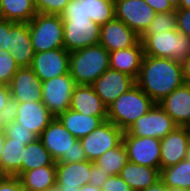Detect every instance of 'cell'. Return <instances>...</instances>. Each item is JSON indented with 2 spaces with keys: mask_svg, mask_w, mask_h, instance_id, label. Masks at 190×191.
Returning a JSON list of instances; mask_svg holds the SVG:
<instances>
[{
  "mask_svg": "<svg viewBox=\"0 0 190 191\" xmlns=\"http://www.w3.org/2000/svg\"><path fill=\"white\" fill-rule=\"evenodd\" d=\"M39 139L57 162L69 163V151L77 139L55 117L43 130Z\"/></svg>",
  "mask_w": 190,
  "mask_h": 191,
  "instance_id": "cell-13",
  "label": "cell"
},
{
  "mask_svg": "<svg viewBox=\"0 0 190 191\" xmlns=\"http://www.w3.org/2000/svg\"><path fill=\"white\" fill-rule=\"evenodd\" d=\"M124 131L106 120L98 128L80 139L88 161L94 162L106 151L122 143Z\"/></svg>",
  "mask_w": 190,
  "mask_h": 191,
  "instance_id": "cell-6",
  "label": "cell"
},
{
  "mask_svg": "<svg viewBox=\"0 0 190 191\" xmlns=\"http://www.w3.org/2000/svg\"><path fill=\"white\" fill-rule=\"evenodd\" d=\"M12 104L9 86L0 85V115L5 119L11 115Z\"/></svg>",
  "mask_w": 190,
  "mask_h": 191,
  "instance_id": "cell-39",
  "label": "cell"
},
{
  "mask_svg": "<svg viewBox=\"0 0 190 191\" xmlns=\"http://www.w3.org/2000/svg\"><path fill=\"white\" fill-rule=\"evenodd\" d=\"M8 175L4 172V170L2 169L1 165H0V182L2 180H4Z\"/></svg>",
  "mask_w": 190,
  "mask_h": 191,
  "instance_id": "cell-53",
  "label": "cell"
},
{
  "mask_svg": "<svg viewBox=\"0 0 190 191\" xmlns=\"http://www.w3.org/2000/svg\"><path fill=\"white\" fill-rule=\"evenodd\" d=\"M109 68V52L100 44L70 53L69 74L76 85H91Z\"/></svg>",
  "mask_w": 190,
  "mask_h": 191,
  "instance_id": "cell-3",
  "label": "cell"
},
{
  "mask_svg": "<svg viewBox=\"0 0 190 191\" xmlns=\"http://www.w3.org/2000/svg\"><path fill=\"white\" fill-rule=\"evenodd\" d=\"M145 2L153 8L156 13H167L175 10L169 0H145Z\"/></svg>",
  "mask_w": 190,
  "mask_h": 191,
  "instance_id": "cell-45",
  "label": "cell"
},
{
  "mask_svg": "<svg viewBox=\"0 0 190 191\" xmlns=\"http://www.w3.org/2000/svg\"><path fill=\"white\" fill-rule=\"evenodd\" d=\"M46 191H61V190L59 189V187L57 185H54V186L50 187L48 190H46Z\"/></svg>",
  "mask_w": 190,
  "mask_h": 191,
  "instance_id": "cell-55",
  "label": "cell"
},
{
  "mask_svg": "<svg viewBox=\"0 0 190 191\" xmlns=\"http://www.w3.org/2000/svg\"><path fill=\"white\" fill-rule=\"evenodd\" d=\"M5 118L0 115V133L4 131Z\"/></svg>",
  "mask_w": 190,
  "mask_h": 191,
  "instance_id": "cell-52",
  "label": "cell"
},
{
  "mask_svg": "<svg viewBox=\"0 0 190 191\" xmlns=\"http://www.w3.org/2000/svg\"><path fill=\"white\" fill-rule=\"evenodd\" d=\"M19 65L15 62L11 52L4 49L0 50V85L9 86L12 77L19 69Z\"/></svg>",
  "mask_w": 190,
  "mask_h": 191,
  "instance_id": "cell-35",
  "label": "cell"
},
{
  "mask_svg": "<svg viewBox=\"0 0 190 191\" xmlns=\"http://www.w3.org/2000/svg\"><path fill=\"white\" fill-rule=\"evenodd\" d=\"M143 58L144 47L140 40L135 46L110 52V69L128 74L136 80L139 75Z\"/></svg>",
  "mask_w": 190,
  "mask_h": 191,
  "instance_id": "cell-22",
  "label": "cell"
},
{
  "mask_svg": "<svg viewBox=\"0 0 190 191\" xmlns=\"http://www.w3.org/2000/svg\"><path fill=\"white\" fill-rule=\"evenodd\" d=\"M109 177L110 175L108 174V172H105L94 162L90 161L89 184L101 188Z\"/></svg>",
  "mask_w": 190,
  "mask_h": 191,
  "instance_id": "cell-40",
  "label": "cell"
},
{
  "mask_svg": "<svg viewBox=\"0 0 190 191\" xmlns=\"http://www.w3.org/2000/svg\"><path fill=\"white\" fill-rule=\"evenodd\" d=\"M168 191H189L187 188H168Z\"/></svg>",
  "mask_w": 190,
  "mask_h": 191,
  "instance_id": "cell-54",
  "label": "cell"
},
{
  "mask_svg": "<svg viewBox=\"0 0 190 191\" xmlns=\"http://www.w3.org/2000/svg\"><path fill=\"white\" fill-rule=\"evenodd\" d=\"M115 18L124 22L140 37L155 18L156 12L145 0H114Z\"/></svg>",
  "mask_w": 190,
  "mask_h": 191,
  "instance_id": "cell-7",
  "label": "cell"
},
{
  "mask_svg": "<svg viewBox=\"0 0 190 191\" xmlns=\"http://www.w3.org/2000/svg\"><path fill=\"white\" fill-rule=\"evenodd\" d=\"M19 179L23 190L46 191L56 185V165H47L23 172Z\"/></svg>",
  "mask_w": 190,
  "mask_h": 191,
  "instance_id": "cell-26",
  "label": "cell"
},
{
  "mask_svg": "<svg viewBox=\"0 0 190 191\" xmlns=\"http://www.w3.org/2000/svg\"><path fill=\"white\" fill-rule=\"evenodd\" d=\"M57 118L77 140L87 136L107 120V116H87L72 109L60 113Z\"/></svg>",
  "mask_w": 190,
  "mask_h": 191,
  "instance_id": "cell-24",
  "label": "cell"
},
{
  "mask_svg": "<svg viewBox=\"0 0 190 191\" xmlns=\"http://www.w3.org/2000/svg\"><path fill=\"white\" fill-rule=\"evenodd\" d=\"M87 160L86 153L82 147L80 140L73 143V147L69 151V163L82 162Z\"/></svg>",
  "mask_w": 190,
  "mask_h": 191,
  "instance_id": "cell-44",
  "label": "cell"
},
{
  "mask_svg": "<svg viewBox=\"0 0 190 191\" xmlns=\"http://www.w3.org/2000/svg\"><path fill=\"white\" fill-rule=\"evenodd\" d=\"M9 46L12 57L19 67H30L35 52L31 42L28 23L10 21Z\"/></svg>",
  "mask_w": 190,
  "mask_h": 191,
  "instance_id": "cell-20",
  "label": "cell"
},
{
  "mask_svg": "<svg viewBox=\"0 0 190 191\" xmlns=\"http://www.w3.org/2000/svg\"><path fill=\"white\" fill-rule=\"evenodd\" d=\"M90 161L63 163L56 161V185L61 191H79L89 184Z\"/></svg>",
  "mask_w": 190,
  "mask_h": 191,
  "instance_id": "cell-19",
  "label": "cell"
},
{
  "mask_svg": "<svg viewBox=\"0 0 190 191\" xmlns=\"http://www.w3.org/2000/svg\"><path fill=\"white\" fill-rule=\"evenodd\" d=\"M135 84L136 81L133 77L109 68L91 86L102 102L108 107Z\"/></svg>",
  "mask_w": 190,
  "mask_h": 191,
  "instance_id": "cell-16",
  "label": "cell"
},
{
  "mask_svg": "<svg viewBox=\"0 0 190 191\" xmlns=\"http://www.w3.org/2000/svg\"><path fill=\"white\" fill-rule=\"evenodd\" d=\"M176 29L190 37V10L184 8L176 9Z\"/></svg>",
  "mask_w": 190,
  "mask_h": 191,
  "instance_id": "cell-38",
  "label": "cell"
},
{
  "mask_svg": "<svg viewBox=\"0 0 190 191\" xmlns=\"http://www.w3.org/2000/svg\"><path fill=\"white\" fill-rule=\"evenodd\" d=\"M75 86L69 73L42 82V102L55 117L70 109Z\"/></svg>",
  "mask_w": 190,
  "mask_h": 191,
  "instance_id": "cell-8",
  "label": "cell"
},
{
  "mask_svg": "<svg viewBox=\"0 0 190 191\" xmlns=\"http://www.w3.org/2000/svg\"><path fill=\"white\" fill-rule=\"evenodd\" d=\"M3 145H4V132L0 133V159H1V154L3 150Z\"/></svg>",
  "mask_w": 190,
  "mask_h": 191,
  "instance_id": "cell-51",
  "label": "cell"
},
{
  "mask_svg": "<svg viewBox=\"0 0 190 191\" xmlns=\"http://www.w3.org/2000/svg\"><path fill=\"white\" fill-rule=\"evenodd\" d=\"M176 29V9L167 13H156L155 18L144 34H158Z\"/></svg>",
  "mask_w": 190,
  "mask_h": 191,
  "instance_id": "cell-34",
  "label": "cell"
},
{
  "mask_svg": "<svg viewBox=\"0 0 190 191\" xmlns=\"http://www.w3.org/2000/svg\"><path fill=\"white\" fill-rule=\"evenodd\" d=\"M190 143V128L177 126L173 131L160 139V170L174 166L187 159V148Z\"/></svg>",
  "mask_w": 190,
  "mask_h": 191,
  "instance_id": "cell-15",
  "label": "cell"
},
{
  "mask_svg": "<svg viewBox=\"0 0 190 191\" xmlns=\"http://www.w3.org/2000/svg\"><path fill=\"white\" fill-rule=\"evenodd\" d=\"M79 191H103V190L91 184H86L83 187H81Z\"/></svg>",
  "mask_w": 190,
  "mask_h": 191,
  "instance_id": "cell-48",
  "label": "cell"
},
{
  "mask_svg": "<svg viewBox=\"0 0 190 191\" xmlns=\"http://www.w3.org/2000/svg\"><path fill=\"white\" fill-rule=\"evenodd\" d=\"M180 8L190 10V0H181L180 1Z\"/></svg>",
  "mask_w": 190,
  "mask_h": 191,
  "instance_id": "cell-49",
  "label": "cell"
},
{
  "mask_svg": "<svg viewBox=\"0 0 190 191\" xmlns=\"http://www.w3.org/2000/svg\"><path fill=\"white\" fill-rule=\"evenodd\" d=\"M141 41L144 56L168 58L181 63L190 57V37L177 29L158 34H143Z\"/></svg>",
  "mask_w": 190,
  "mask_h": 191,
  "instance_id": "cell-4",
  "label": "cell"
},
{
  "mask_svg": "<svg viewBox=\"0 0 190 191\" xmlns=\"http://www.w3.org/2000/svg\"><path fill=\"white\" fill-rule=\"evenodd\" d=\"M177 127L174 120L158 105H155L136 120L126 131L136 137L164 138Z\"/></svg>",
  "mask_w": 190,
  "mask_h": 191,
  "instance_id": "cell-9",
  "label": "cell"
},
{
  "mask_svg": "<svg viewBox=\"0 0 190 191\" xmlns=\"http://www.w3.org/2000/svg\"><path fill=\"white\" fill-rule=\"evenodd\" d=\"M3 132L4 138H11L25 146L38 138L33 132L22 127L20 123L14 121L10 116L5 119Z\"/></svg>",
  "mask_w": 190,
  "mask_h": 191,
  "instance_id": "cell-33",
  "label": "cell"
},
{
  "mask_svg": "<svg viewBox=\"0 0 190 191\" xmlns=\"http://www.w3.org/2000/svg\"><path fill=\"white\" fill-rule=\"evenodd\" d=\"M122 143L126 149L129 162L160 169V139L136 137L124 131Z\"/></svg>",
  "mask_w": 190,
  "mask_h": 191,
  "instance_id": "cell-10",
  "label": "cell"
},
{
  "mask_svg": "<svg viewBox=\"0 0 190 191\" xmlns=\"http://www.w3.org/2000/svg\"><path fill=\"white\" fill-rule=\"evenodd\" d=\"M101 189L103 191H133L120 175H110Z\"/></svg>",
  "mask_w": 190,
  "mask_h": 191,
  "instance_id": "cell-41",
  "label": "cell"
},
{
  "mask_svg": "<svg viewBox=\"0 0 190 191\" xmlns=\"http://www.w3.org/2000/svg\"><path fill=\"white\" fill-rule=\"evenodd\" d=\"M154 105L155 102L135 84L107 107V120L126 131Z\"/></svg>",
  "mask_w": 190,
  "mask_h": 191,
  "instance_id": "cell-2",
  "label": "cell"
},
{
  "mask_svg": "<svg viewBox=\"0 0 190 191\" xmlns=\"http://www.w3.org/2000/svg\"><path fill=\"white\" fill-rule=\"evenodd\" d=\"M87 16L102 26L115 17L114 0H86Z\"/></svg>",
  "mask_w": 190,
  "mask_h": 191,
  "instance_id": "cell-32",
  "label": "cell"
},
{
  "mask_svg": "<svg viewBox=\"0 0 190 191\" xmlns=\"http://www.w3.org/2000/svg\"><path fill=\"white\" fill-rule=\"evenodd\" d=\"M70 109L87 116H107V106L91 85L74 87Z\"/></svg>",
  "mask_w": 190,
  "mask_h": 191,
  "instance_id": "cell-23",
  "label": "cell"
},
{
  "mask_svg": "<svg viewBox=\"0 0 190 191\" xmlns=\"http://www.w3.org/2000/svg\"><path fill=\"white\" fill-rule=\"evenodd\" d=\"M47 165H56V161L44 147L42 141L37 138L35 141L28 143L23 151L21 174L25 171Z\"/></svg>",
  "mask_w": 190,
  "mask_h": 191,
  "instance_id": "cell-28",
  "label": "cell"
},
{
  "mask_svg": "<svg viewBox=\"0 0 190 191\" xmlns=\"http://www.w3.org/2000/svg\"><path fill=\"white\" fill-rule=\"evenodd\" d=\"M160 179L167 188H190V161L184 159L160 170Z\"/></svg>",
  "mask_w": 190,
  "mask_h": 191,
  "instance_id": "cell-30",
  "label": "cell"
},
{
  "mask_svg": "<svg viewBox=\"0 0 190 191\" xmlns=\"http://www.w3.org/2000/svg\"><path fill=\"white\" fill-rule=\"evenodd\" d=\"M128 161L126 149L121 143L118 147L106 151L94 163L109 175H119Z\"/></svg>",
  "mask_w": 190,
  "mask_h": 191,
  "instance_id": "cell-31",
  "label": "cell"
},
{
  "mask_svg": "<svg viewBox=\"0 0 190 191\" xmlns=\"http://www.w3.org/2000/svg\"><path fill=\"white\" fill-rule=\"evenodd\" d=\"M1 17L3 19L29 23L37 14L35 0H0Z\"/></svg>",
  "mask_w": 190,
  "mask_h": 191,
  "instance_id": "cell-27",
  "label": "cell"
},
{
  "mask_svg": "<svg viewBox=\"0 0 190 191\" xmlns=\"http://www.w3.org/2000/svg\"><path fill=\"white\" fill-rule=\"evenodd\" d=\"M22 184L17 176H7L0 182V191H22Z\"/></svg>",
  "mask_w": 190,
  "mask_h": 191,
  "instance_id": "cell-43",
  "label": "cell"
},
{
  "mask_svg": "<svg viewBox=\"0 0 190 191\" xmlns=\"http://www.w3.org/2000/svg\"><path fill=\"white\" fill-rule=\"evenodd\" d=\"M119 175L133 191H141L160 180V169L128 161Z\"/></svg>",
  "mask_w": 190,
  "mask_h": 191,
  "instance_id": "cell-25",
  "label": "cell"
},
{
  "mask_svg": "<svg viewBox=\"0 0 190 191\" xmlns=\"http://www.w3.org/2000/svg\"><path fill=\"white\" fill-rule=\"evenodd\" d=\"M10 21L0 18V50L11 51L9 46Z\"/></svg>",
  "mask_w": 190,
  "mask_h": 191,
  "instance_id": "cell-42",
  "label": "cell"
},
{
  "mask_svg": "<svg viewBox=\"0 0 190 191\" xmlns=\"http://www.w3.org/2000/svg\"><path fill=\"white\" fill-rule=\"evenodd\" d=\"M158 105L174 120L177 126L190 128V85L183 83L163 98Z\"/></svg>",
  "mask_w": 190,
  "mask_h": 191,
  "instance_id": "cell-21",
  "label": "cell"
},
{
  "mask_svg": "<svg viewBox=\"0 0 190 191\" xmlns=\"http://www.w3.org/2000/svg\"><path fill=\"white\" fill-rule=\"evenodd\" d=\"M136 84L159 103L184 83L182 64L168 58L144 56Z\"/></svg>",
  "mask_w": 190,
  "mask_h": 191,
  "instance_id": "cell-1",
  "label": "cell"
},
{
  "mask_svg": "<svg viewBox=\"0 0 190 191\" xmlns=\"http://www.w3.org/2000/svg\"><path fill=\"white\" fill-rule=\"evenodd\" d=\"M140 40L135 31L115 17L100 29L99 44L109 53L135 46Z\"/></svg>",
  "mask_w": 190,
  "mask_h": 191,
  "instance_id": "cell-17",
  "label": "cell"
},
{
  "mask_svg": "<svg viewBox=\"0 0 190 191\" xmlns=\"http://www.w3.org/2000/svg\"><path fill=\"white\" fill-rule=\"evenodd\" d=\"M181 64L184 83L190 85V57L186 58Z\"/></svg>",
  "mask_w": 190,
  "mask_h": 191,
  "instance_id": "cell-46",
  "label": "cell"
},
{
  "mask_svg": "<svg viewBox=\"0 0 190 191\" xmlns=\"http://www.w3.org/2000/svg\"><path fill=\"white\" fill-rule=\"evenodd\" d=\"M101 26L91 19H71L63 22L64 48L68 52L99 44Z\"/></svg>",
  "mask_w": 190,
  "mask_h": 191,
  "instance_id": "cell-11",
  "label": "cell"
},
{
  "mask_svg": "<svg viewBox=\"0 0 190 191\" xmlns=\"http://www.w3.org/2000/svg\"><path fill=\"white\" fill-rule=\"evenodd\" d=\"M25 145L11 138H4L0 165L8 176L21 175V162Z\"/></svg>",
  "mask_w": 190,
  "mask_h": 191,
  "instance_id": "cell-29",
  "label": "cell"
},
{
  "mask_svg": "<svg viewBox=\"0 0 190 191\" xmlns=\"http://www.w3.org/2000/svg\"><path fill=\"white\" fill-rule=\"evenodd\" d=\"M10 117L38 138L55 118L42 101L13 103Z\"/></svg>",
  "mask_w": 190,
  "mask_h": 191,
  "instance_id": "cell-12",
  "label": "cell"
},
{
  "mask_svg": "<svg viewBox=\"0 0 190 191\" xmlns=\"http://www.w3.org/2000/svg\"><path fill=\"white\" fill-rule=\"evenodd\" d=\"M12 103L42 101V81L31 67H20L9 84Z\"/></svg>",
  "mask_w": 190,
  "mask_h": 191,
  "instance_id": "cell-18",
  "label": "cell"
},
{
  "mask_svg": "<svg viewBox=\"0 0 190 191\" xmlns=\"http://www.w3.org/2000/svg\"><path fill=\"white\" fill-rule=\"evenodd\" d=\"M70 52L65 48L35 53L31 68L42 81L69 73Z\"/></svg>",
  "mask_w": 190,
  "mask_h": 191,
  "instance_id": "cell-14",
  "label": "cell"
},
{
  "mask_svg": "<svg viewBox=\"0 0 190 191\" xmlns=\"http://www.w3.org/2000/svg\"><path fill=\"white\" fill-rule=\"evenodd\" d=\"M70 0H35L37 13L59 14L65 9Z\"/></svg>",
  "mask_w": 190,
  "mask_h": 191,
  "instance_id": "cell-37",
  "label": "cell"
},
{
  "mask_svg": "<svg viewBox=\"0 0 190 191\" xmlns=\"http://www.w3.org/2000/svg\"><path fill=\"white\" fill-rule=\"evenodd\" d=\"M28 26L35 53L64 48L63 20L59 14L37 13Z\"/></svg>",
  "mask_w": 190,
  "mask_h": 191,
  "instance_id": "cell-5",
  "label": "cell"
},
{
  "mask_svg": "<svg viewBox=\"0 0 190 191\" xmlns=\"http://www.w3.org/2000/svg\"><path fill=\"white\" fill-rule=\"evenodd\" d=\"M141 191H168V188L164 185L163 181L160 179L153 185Z\"/></svg>",
  "mask_w": 190,
  "mask_h": 191,
  "instance_id": "cell-47",
  "label": "cell"
},
{
  "mask_svg": "<svg viewBox=\"0 0 190 191\" xmlns=\"http://www.w3.org/2000/svg\"><path fill=\"white\" fill-rule=\"evenodd\" d=\"M180 1L181 0H169L170 4L174 9L180 8Z\"/></svg>",
  "mask_w": 190,
  "mask_h": 191,
  "instance_id": "cell-50",
  "label": "cell"
},
{
  "mask_svg": "<svg viewBox=\"0 0 190 191\" xmlns=\"http://www.w3.org/2000/svg\"><path fill=\"white\" fill-rule=\"evenodd\" d=\"M187 159L190 161V143H189V146L187 148Z\"/></svg>",
  "mask_w": 190,
  "mask_h": 191,
  "instance_id": "cell-56",
  "label": "cell"
},
{
  "mask_svg": "<svg viewBox=\"0 0 190 191\" xmlns=\"http://www.w3.org/2000/svg\"><path fill=\"white\" fill-rule=\"evenodd\" d=\"M63 22L71 19H90L87 16L86 0H70L65 9L60 13Z\"/></svg>",
  "mask_w": 190,
  "mask_h": 191,
  "instance_id": "cell-36",
  "label": "cell"
}]
</instances>
